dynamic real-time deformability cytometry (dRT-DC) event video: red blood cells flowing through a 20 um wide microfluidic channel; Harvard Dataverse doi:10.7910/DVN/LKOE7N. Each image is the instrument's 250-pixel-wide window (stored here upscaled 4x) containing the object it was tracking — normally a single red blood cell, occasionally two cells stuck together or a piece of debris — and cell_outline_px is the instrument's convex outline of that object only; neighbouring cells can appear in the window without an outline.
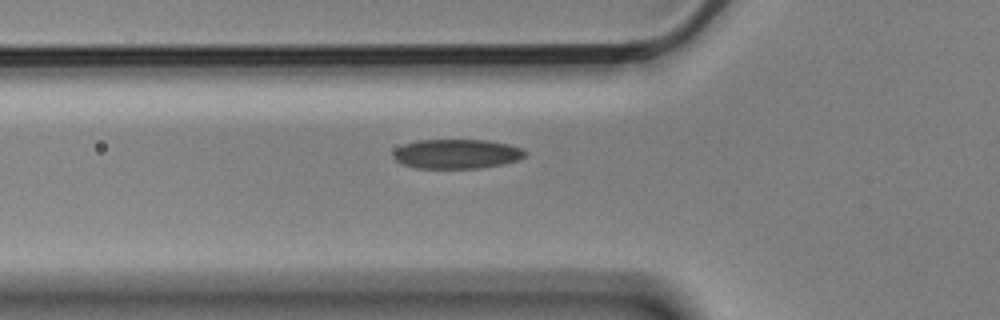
{"species": "Egyptian fruit bat (a non-hibernating species)", "species_latin": "Rousettus aegyptiacus", "temperature_condition": "cold", "stored_images_in_passage": 5, "camera_frame_rate_fps": 3000, "um_per_image_px": 0.085, "animal": {"sex": "male"}, "frame": {"image": 1, "passage_image": 5, "time_ms": 1.333, "image_size_px": [1000, 320], "cell_outline_px": [[528, 152], [524, 156], [516, 160], [500, 164], [480, 168], [416, 168], [400, 164], [392, 156], [392, 152], [396, 148], [404, 144], [416, 140], [488, 140], [508, 144], [520, 148]], "centroid_in_image_um": [38.76, 13.08], "position_along_channel_um": 87.0, "area_um2": 22.66}}